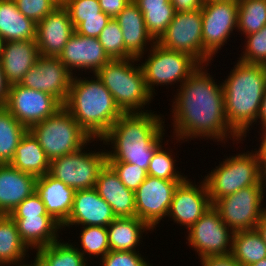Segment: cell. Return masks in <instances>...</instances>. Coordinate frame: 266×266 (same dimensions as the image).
<instances>
[{
    "label": "cell",
    "mask_w": 266,
    "mask_h": 266,
    "mask_svg": "<svg viewBox=\"0 0 266 266\" xmlns=\"http://www.w3.org/2000/svg\"><path fill=\"white\" fill-rule=\"evenodd\" d=\"M245 37L243 53L237 59L246 63L266 65V25L258 32Z\"/></svg>",
    "instance_id": "39"
},
{
    "label": "cell",
    "mask_w": 266,
    "mask_h": 266,
    "mask_svg": "<svg viewBox=\"0 0 266 266\" xmlns=\"http://www.w3.org/2000/svg\"><path fill=\"white\" fill-rule=\"evenodd\" d=\"M98 40L111 60L126 59L123 33L115 18L110 19L98 36Z\"/></svg>",
    "instance_id": "38"
},
{
    "label": "cell",
    "mask_w": 266,
    "mask_h": 266,
    "mask_svg": "<svg viewBox=\"0 0 266 266\" xmlns=\"http://www.w3.org/2000/svg\"><path fill=\"white\" fill-rule=\"evenodd\" d=\"M39 56L36 40L3 42L0 62L8 83L20 84Z\"/></svg>",
    "instance_id": "24"
},
{
    "label": "cell",
    "mask_w": 266,
    "mask_h": 266,
    "mask_svg": "<svg viewBox=\"0 0 266 266\" xmlns=\"http://www.w3.org/2000/svg\"><path fill=\"white\" fill-rule=\"evenodd\" d=\"M61 4L68 11L74 28L84 18L109 17L102 12L99 0H61Z\"/></svg>",
    "instance_id": "40"
},
{
    "label": "cell",
    "mask_w": 266,
    "mask_h": 266,
    "mask_svg": "<svg viewBox=\"0 0 266 266\" xmlns=\"http://www.w3.org/2000/svg\"><path fill=\"white\" fill-rule=\"evenodd\" d=\"M146 58L139 64H141L147 88L153 97H155V85L169 87L177 83L181 86L200 66L190 55L167 49L157 42L149 49Z\"/></svg>",
    "instance_id": "8"
},
{
    "label": "cell",
    "mask_w": 266,
    "mask_h": 266,
    "mask_svg": "<svg viewBox=\"0 0 266 266\" xmlns=\"http://www.w3.org/2000/svg\"><path fill=\"white\" fill-rule=\"evenodd\" d=\"M200 262L202 266H241L231 254L208 256L201 258Z\"/></svg>",
    "instance_id": "47"
},
{
    "label": "cell",
    "mask_w": 266,
    "mask_h": 266,
    "mask_svg": "<svg viewBox=\"0 0 266 266\" xmlns=\"http://www.w3.org/2000/svg\"><path fill=\"white\" fill-rule=\"evenodd\" d=\"M156 42L167 49L190 55L200 65L211 64L214 60L203 48L201 9L176 12L166 31Z\"/></svg>",
    "instance_id": "11"
},
{
    "label": "cell",
    "mask_w": 266,
    "mask_h": 266,
    "mask_svg": "<svg viewBox=\"0 0 266 266\" xmlns=\"http://www.w3.org/2000/svg\"><path fill=\"white\" fill-rule=\"evenodd\" d=\"M256 230L261 235L263 241L266 244V214L261 218L259 223L256 225Z\"/></svg>",
    "instance_id": "52"
},
{
    "label": "cell",
    "mask_w": 266,
    "mask_h": 266,
    "mask_svg": "<svg viewBox=\"0 0 266 266\" xmlns=\"http://www.w3.org/2000/svg\"><path fill=\"white\" fill-rule=\"evenodd\" d=\"M36 193L47 213L62 226L71 213L75 190L47 173L37 177Z\"/></svg>",
    "instance_id": "25"
},
{
    "label": "cell",
    "mask_w": 266,
    "mask_h": 266,
    "mask_svg": "<svg viewBox=\"0 0 266 266\" xmlns=\"http://www.w3.org/2000/svg\"><path fill=\"white\" fill-rule=\"evenodd\" d=\"M34 254L35 258L33 261H31V264L29 262L30 266H50V264L37 251H34Z\"/></svg>",
    "instance_id": "53"
},
{
    "label": "cell",
    "mask_w": 266,
    "mask_h": 266,
    "mask_svg": "<svg viewBox=\"0 0 266 266\" xmlns=\"http://www.w3.org/2000/svg\"><path fill=\"white\" fill-rule=\"evenodd\" d=\"M250 266H266V258H263L259 262L253 263Z\"/></svg>",
    "instance_id": "54"
},
{
    "label": "cell",
    "mask_w": 266,
    "mask_h": 266,
    "mask_svg": "<svg viewBox=\"0 0 266 266\" xmlns=\"http://www.w3.org/2000/svg\"><path fill=\"white\" fill-rule=\"evenodd\" d=\"M9 164L14 168L32 174L35 177L44 176L49 173L50 168V160L47 158L38 139L30 130H27L21 138L14 158Z\"/></svg>",
    "instance_id": "29"
},
{
    "label": "cell",
    "mask_w": 266,
    "mask_h": 266,
    "mask_svg": "<svg viewBox=\"0 0 266 266\" xmlns=\"http://www.w3.org/2000/svg\"><path fill=\"white\" fill-rule=\"evenodd\" d=\"M176 12H190L202 8L203 0H170Z\"/></svg>",
    "instance_id": "48"
},
{
    "label": "cell",
    "mask_w": 266,
    "mask_h": 266,
    "mask_svg": "<svg viewBox=\"0 0 266 266\" xmlns=\"http://www.w3.org/2000/svg\"><path fill=\"white\" fill-rule=\"evenodd\" d=\"M115 20L118 22L123 33L126 59L137 58L141 62L142 58L143 61V55H146L145 53L148 52L156 41L148 33L143 14L138 6L131 1Z\"/></svg>",
    "instance_id": "21"
},
{
    "label": "cell",
    "mask_w": 266,
    "mask_h": 266,
    "mask_svg": "<svg viewBox=\"0 0 266 266\" xmlns=\"http://www.w3.org/2000/svg\"><path fill=\"white\" fill-rule=\"evenodd\" d=\"M209 65H200L176 89L171 101V139H176V143L194 138L210 139L224 144L232 139L238 145L241 138L229 127L226 120L222 81L217 83L210 72L208 73Z\"/></svg>",
    "instance_id": "1"
},
{
    "label": "cell",
    "mask_w": 266,
    "mask_h": 266,
    "mask_svg": "<svg viewBox=\"0 0 266 266\" xmlns=\"http://www.w3.org/2000/svg\"><path fill=\"white\" fill-rule=\"evenodd\" d=\"M154 232L138 217H116L108 226V241L112 251H139L144 232ZM137 249V250H136Z\"/></svg>",
    "instance_id": "27"
},
{
    "label": "cell",
    "mask_w": 266,
    "mask_h": 266,
    "mask_svg": "<svg viewBox=\"0 0 266 266\" xmlns=\"http://www.w3.org/2000/svg\"><path fill=\"white\" fill-rule=\"evenodd\" d=\"M63 104L54 96L43 91L10 85L5 108L28 130L49 116L54 115Z\"/></svg>",
    "instance_id": "14"
},
{
    "label": "cell",
    "mask_w": 266,
    "mask_h": 266,
    "mask_svg": "<svg viewBox=\"0 0 266 266\" xmlns=\"http://www.w3.org/2000/svg\"><path fill=\"white\" fill-rule=\"evenodd\" d=\"M29 250L20 237L16 222L9 215H0V266L25 262L26 257H30Z\"/></svg>",
    "instance_id": "30"
},
{
    "label": "cell",
    "mask_w": 266,
    "mask_h": 266,
    "mask_svg": "<svg viewBox=\"0 0 266 266\" xmlns=\"http://www.w3.org/2000/svg\"><path fill=\"white\" fill-rule=\"evenodd\" d=\"M95 189L116 217H136L135 192L125 187L107 163L98 174Z\"/></svg>",
    "instance_id": "23"
},
{
    "label": "cell",
    "mask_w": 266,
    "mask_h": 266,
    "mask_svg": "<svg viewBox=\"0 0 266 266\" xmlns=\"http://www.w3.org/2000/svg\"><path fill=\"white\" fill-rule=\"evenodd\" d=\"M257 123H259L261 125L260 126L261 128L258 129V130L262 131L259 135L261 138L266 134V89H265V92L263 94V98H262V101L260 104V109H259V113H258L257 120H256L255 124L257 125Z\"/></svg>",
    "instance_id": "50"
},
{
    "label": "cell",
    "mask_w": 266,
    "mask_h": 266,
    "mask_svg": "<svg viewBox=\"0 0 266 266\" xmlns=\"http://www.w3.org/2000/svg\"><path fill=\"white\" fill-rule=\"evenodd\" d=\"M266 25V0H238L237 32L243 37Z\"/></svg>",
    "instance_id": "35"
},
{
    "label": "cell",
    "mask_w": 266,
    "mask_h": 266,
    "mask_svg": "<svg viewBox=\"0 0 266 266\" xmlns=\"http://www.w3.org/2000/svg\"><path fill=\"white\" fill-rule=\"evenodd\" d=\"M27 262H22V263H18V264H13V265H10V266H30L28 263L26 264Z\"/></svg>",
    "instance_id": "56"
},
{
    "label": "cell",
    "mask_w": 266,
    "mask_h": 266,
    "mask_svg": "<svg viewBox=\"0 0 266 266\" xmlns=\"http://www.w3.org/2000/svg\"><path fill=\"white\" fill-rule=\"evenodd\" d=\"M166 141V145L165 143L161 144L152 155L151 161L147 168V174L149 176L165 179L168 181H184L187 176H183V173L177 170H180V168L176 167L177 159H175L176 157L174 154H172L173 151L171 150L173 149L166 150V147H164L168 145L169 140Z\"/></svg>",
    "instance_id": "37"
},
{
    "label": "cell",
    "mask_w": 266,
    "mask_h": 266,
    "mask_svg": "<svg viewBox=\"0 0 266 266\" xmlns=\"http://www.w3.org/2000/svg\"><path fill=\"white\" fill-rule=\"evenodd\" d=\"M258 152L261 159V185L266 196V147L260 142Z\"/></svg>",
    "instance_id": "51"
},
{
    "label": "cell",
    "mask_w": 266,
    "mask_h": 266,
    "mask_svg": "<svg viewBox=\"0 0 266 266\" xmlns=\"http://www.w3.org/2000/svg\"><path fill=\"white\" fill-rule=\"evenodd\" d=\"M187 232L186 244L196 251L200 259L231 254L234 232L222 221L213 206Z\"/></svg>",
    "instance_id": "12"
},
{
    "label": "cell",
    "mask_w": 266,
    "mask_h": 266,
    "mask_svg": "<svg viewBox=\"0 0 266 266\" xmlns=\"http://www.w3.org/2000/svg\"><path fill=\"white\" fill-rule=\"evenodd\" d=\"M17 9L35 23L40 22L48 14L61 5V0H14Z\"/></svg>",
    "instance_id": "42"
},
{
    "label": "cell",
    "mask_w": 266,
    "mask_h": 266,
    "mask_svg": "<svg viewBox=\"0 0 266 266\" xmlns=\"http://www.w3.org/2000/svg\"><path fill=\"white\" fill-rule=\"evenodd\" d=\"M211 204L242 188L261 185V159L258 150L227 156L203 178Z\"/></svg>",
    "instance_id": "6"
},
{
    "label": "cell",
    "mask_w": 266,
    "mask_h": 266,
    "mask_svg": "<svg viewBox=\"0 0 266 266\" xmlns=\"http://www.w3.org/2000/svg\"><path fill=\"white\" fill-rule=\"evenodd\" d=\"M22 241L31 250L48 246L59 240L61 225L50 215L26 216V218H12Z\"/></svg>",
    "instance_id": "26"
},
{
    "label": "cell",
    "mask_w": 266,
    "mask_h": 266,
    "mask_svg": "<svg viewBox=\"0 0 266 266\" xmlns=\"http://www.w3.org/2000/svg\"><path fill=\"white\" fill-rule=\"evenodd\" d=\"M181 182L183 181H168L148 175L135 191L136 217L153 231L156 230L161 220L164 221L162 218L167 217L174 190Z\"/></svg>",
    "instance_id": "15"
},
{
    "label": "cell",
    "mask_w": 266,
    "mask_h": 266,
    "mask_svg": "<svg viewBox=\"0 0 266 266\" xmlns=\"http://www.w3.org/2000/svg\"><path fill=\"white\" fill-rule=\"evenodd\" d=\"M37 177L10 164H0V215H9L25 198L36 192Z\"/></svg>",
    "instance_id": "22"
},
{
    "label": "cell",
    "mask_w": 266,
    "mask_h": 266,
    "mask_svg": "<svg viewBox=\"0 0 266 266\" xmlns=\"http://www.w3.org/2000/svg\"><path fill=\"white\" fill-rule=\"evenodd\" d=\"M36 38V23L25 17L14 0H0V40L28 41Z\"/></svg>",
    "instance_id": "28"
},
{
    "label": "cell",
    "mask_w": 266,
    "mask_h": 266,
    "mask_svg": "<svg viewBox=\"0 0 266 266\" xmlns=\"http://www.w3.org/2000/svg\"><path fill=\"white\" fill-rule=\"evenodd\" d=\"M115 218L111 206L95 188L75 190L71 213L61 228L70 229L74 225L107 227Z\"/></svg>",
    "instance_id": "20"
},
{
    "label": "cell",
    "mask_w": 266,
    "mask_h": 266,
    "mask_svg": "<svg viewBox=\"0 0 266 266\" xmlns=\"http://www.w3.org/2000/svg\"><path fill=\"white\" fill-rule=\"evenodd\" d=\"M75 32L68 11L58 6L40 22L36 23V45L40 56L58 57L65 44Z\"/></svg>",
    "instance_id": "19"
},
{
    "label": "cell",
    "mask_w": 266,
    "mask_h": 266,
    "mask_svg": "<svg viewBox=\"0 0 266 266\" xmlns=\"http://www.w3.org/2000/svg\"><path fill=\"white\" fill-rule=\"evenodd\" d=\"M140 251H112L110 250L100 259L101 266H153L147 262Z\"/></svg>",
    "instance_id": "43"
},
{
    "label": "cell",
    "mask_w": 266,
    "mask_h": 266,
    "mask_svg": "<svg viewBox=\"0 0 266 266\" xmlns=\"http://www.w3.org/2000/svg\"><path fill=\"white\" fill-rule=\"evenodd\" d=\"M99 140L92 139L82 149L51 160L49 174L74 190L95 188L98 174L107 163V154L105 148L91 152L87 147Z\"/></svg>",
    "instance_id": "9"
},
{
    "label": "cell",
    "mask_w": 266,
    "mask_h": 266,
    "mask_svg": "<svg viewBox=\"0 0 266 266\" xmlns=\"http://www.w3.org/2000/svg\"><path fill=\"white\" fill-rule=\"evenodd\" d=\"M27 130L5 107H0V164L12 161Z\"/></svg>",
    "instance_id": "33"
},
{
    "label": "cell",
    "mask_w": 266,
    "mask_h": 266,
    "mask_svg": "<svg viewBox=\"0 0 266 266\" xmlns=\"http://www.w3.org/2000/svg\"><path fill=\"white\" fill-rule=\"evenodd\" d=\"M201 12L203 48L214 57L237 31L238 0L205 2Z\"/></svg>",
    "instance_id": "13"
},
{
    "label": "cell",
    "mask_w": 266,
    "mask_h": 266,
    "mask_svg": "<svg viewBox=\"0 0 266 266\" xmlns=\"http://www.w3.org/2000/svg\"><path fill=\"white\" fill-rule=\"evenodd\" d=\"M205 2H211V1H220V0H203Z\"/></svg>",
    "instance_id": "58"
},
{
    "label": "cell",
    "mask_w": 266,
    "mask_h": 266,
    "mask_svg": "<svg viewBox=\"0 0 266 266\" xmlns=\"http://www.w3.org/2000/svg\"><path fill=\"white\" fill-rule=\"evenodd\" d=\"M29 130L50 161L74 153L92 140L64 106Z\"/></svg>",
    "instance_id": "7"
},
{
    "label": "cell",
    "mask_w": 266,
    "mask_h": 266,
    "mask_svg": "<svg viewBox=\"0 0 266 266\" xmlns=\"http://www.w3.org/2000/svg\"><path fill=\"white\" fill-rule=\"evenodd\" d=\"M58 58L73 75H76L77 70L84 71L85 74H95L111 60L98 38L83 36L76 32L69 38Z\"/></svg>",
    "instance_id": "18"
},
{
    "label": "cell",
    "mask_w": 266,
    "mask_h": 266,
    "mask_svg": "<svg viewBox=\"0 0 266 266\" xmlns=\"http://www.w3.org/2000/svg\"><path fill=\"white\" fill-rule=\"evenodd\" d=\"M188 177L175 188L167 217L188 229L212 206L204 180ZM199 184V185H198Z\"/></svg>",
    "instance_id": "17"
},
{
    "label": "cell",
    "mask_w": 266,
    "mask_h": 266,
    "mask_svg": "<svg viewBox=\"0 0 266 266\" xmlns=\"http://www.w3.org/2000/svg\"><path fill=\"white\" fill-rule=\"evenodd\" d=\"M138 62L137 58L113 59L95 73L111 92L122 113L151 111L144 110L145 105L149 106L154 98L147 88L143 70Z\"/></svg>",
    "instance_id": "5"
},
{
    "label": "cell",
    "mask_w": 266,
    "mask_h": 266,
    "mask_svg": "<svg viewBox=\"0 0 266 266\" xmlns=\"http://www.w3.org/2000/svg\"><path fill=\"white\" fill-rule=\"evenodd\" d=\"M143 14L148 33L157 41L176 13L170 0H132Z\"/></svg>",
    "instance_id": "31"
},
{
    "label": "cell",
    "mask_w": 266,
    "mask_h": 266,
    "mask_svg": "<svg viewBox=\"0 0 266 266\" xmlns=\"http://www.w3.org/2000/svg\"><path fill=\"white\" fill-rule=\"evenodd\" d=\"M49 215L40 196L34 192L25 198L10 214L11 218H26V216Z\"/></svg>",
    "instance_id": "44"
},
{
    "label": "cell",
    "mask_w": 266,
    "mask_h": 266,
    "mask_svg": "<svg viewBox=\"0 0 266 266\" xmlns=\"http://www.w3.org/2000/svg\"><path fill=\"white\" fill-rule=\"evenodd\" d=\"M161 115V116H160ZM163 114L123 113L100 139L106 149L107 161H122L148 168L152 155L165 139ZM164 120V121H163Z\"/></svg>",
    "instance_id": "2"
},
{
    "label": "cell",
    "mask_w": 266,
    "mask_h": 266,
    "mask_svg": "<svg viewBox=\"0 0 266 266\" xmlns=\"http://www.w3.org/2000/svg\"><path fill=\"white\" fill-rule=\"evenodd\" d=\"M59 239L52 244L36 250L50 266H88V261L73 245ZM88 263V264H87Z\"/></svg>",
    "instance_id": "34"
},
{
    "label": "cell",
    "mask_w": 266,
    "mask_h": 266,
    "mask_svg": "<svg viewBox=\"0 0 266 266\" xmlns=\"http://www.w3.org/2000/svg\"><path fill=\"white\" fill-rule=\"evenodd\" d=\"M231 256L241 266H250L266 258V244L256 229L234 232Z\"/></svg>",
    "instance_id": "32"
},
{
    "label": "cell",
    "mask_w": 266,
    "mask_h": 266,
    "mask_svg": "<svg viewBox=\"0 0 266 266\" xmlns=\"http://www.w3.org/2000/svg\"><path fill=\"white\" fill-rule=\"evenodd\" d=\"M73 76L58 57L39 56L35 65L26 72L20 85L49 93L64 104Z\"/></svg>",
    "instance_id": "16"
},
{
    "label": "cell",
    "mask_w": 266,
    "mask_h": 266,
    "mask_svg": "<svg viewBox=\"0 0 266 266\" xmlns=\"http://www.w3.org/2000/svg\"><path fill=\"white\" fill-rule=\"evenodd\" d=\"M259 139H260L259 141H261V143L266 147V134Z\"/></svg>",
    "instance_id": "55"
},
{
    "label": "cell",
    "mask_w": 266,
    "mask_h": 266,
    "mask_svg": "<svg viewBox=\"0 0 266 266\" xmlns=\"http://www.w3.org/2000/svg\"><path fill=\"white\" fill-rule=\"evenodd\" d=\"M264 198L262 185H253L221 197L212 206L233 232L254 230L266 214Z\"/></svg>",
    "instance_id": "10"
},
{
    "label": "cell",
    "mask_w": 266,
    "mask_h": 266,
    "mask_svg": "<svg viewBox=\"0 0 266 266\" xmlns=\"http://www.w3.org/2000/svg\"><path fill=\"white\" fill-rule=\"evenodd\" d=\"M81 75L73 76L63 106L92 139H101L123 113L96 74Z\"/></svg>",
    "instance_id": "4"
},
{
    "label": "cell",
    "mask_w": 266,
    "mask_h": 266,
    "mask_svg": "<svg viewBox=\"0 0 266 266\" xmlns=\"http://www.w3.org/2000/svg\"><path fill=\"white\" fill-rule=\"evenodd\" d=\"M235 63L223 80L222 88L226 120L229 127L244 141L257 120L266 89V68L265 65L240 60Z\"/></svg>",
    "instance_id": "3"
},
{
    "label": "cell",
    "mask_w": 266,
    "mask_h": 266,
    "mask_svg": "<svg viewBox=\"0 0 266 266\" xmlns=\"http://www.w3.org/2000/svg\"><path fill=\"white\" fill-rule=\"evenodd\" d=\"M132 0H99L102 12L107 14L111 19L116 18L119 13L131 2Z\"/></svg>",
    "instance_id": "46"
},
{
    "label": "cell",
    "mask_w": 266,
    "mask_h": 266,
    "mask_svg": "<svg viewBox=\"0 0 266 266\" xmlns=\"http://www.w3.org/2000/svg\"><path fill=\"white\" fill-rule=\"evenodd\" d=\"M110 19V17L84 18V21L75 27V32L83 36L98 38Z\"/></svg>",
    "instance_id": "45"
},
{
    "label": "cell",
    "mask_w": 266,
    "mask_h": 266,
    "mask_svg": "<svg viewBox=\"0 0 266 266\" xmlns=\"http://www.w3.org/2000/svg\"><path fill=\"white\" fill-rule=\"evenodd\" d=\"M80 228L82 229L81 233H79L80 240L78 241L81 245H73L82 253L84 258L88 261H90L91 259L93 260L94 258L92 257L98 258L100 256L98 260L103 258L110 251L107 227L83 226Z\"/></svg>",
    "instance_id": "36"
},
{
    "label": "cell",
    "mask_w": 266,
    "mask_h": 266,
    "mask_svg": "<svg viewBox=\"0 0 266 266\" xmlns=\"http://www.w3.org/2000/svg\"><path fill=\"white\" fill-rule=\"evenodd\" d=\"M107 164L115 171L121 182L129 190L135 192L147 178V170L122 161H107Z\"/></svg>",
    "instance_id": "41"
},
{
    "label": "cell",
    "mask_w": 266,
    "mask_h": 266,
    "mask_svg": "<svg viewBox=\"0 0 266 266\" xmlns=\"http://www.w3.org/2000/svg\"><path fill=\"white\" fill-rule=\"evenodd\" d=\"M2 45H3V42L0 40V57H1V52H2Z\"/></svg>",
    "instance_id": "57"
},
{
    "label": "cell",
    "mask_w": 266,
    "mask_h": 266,
    "mask_svg": "<svg viewBox=\"0 0 266 266\" xmlns=\"http://www.w3.org/2000/svg\"><path fill=\"white\" fill-rule=\"evenodd\" d=\"M10 84L6 80L1 62H0V107H5L8 102Z\"/></svg>",
    "instance_id": "49"
}]
</instances>
